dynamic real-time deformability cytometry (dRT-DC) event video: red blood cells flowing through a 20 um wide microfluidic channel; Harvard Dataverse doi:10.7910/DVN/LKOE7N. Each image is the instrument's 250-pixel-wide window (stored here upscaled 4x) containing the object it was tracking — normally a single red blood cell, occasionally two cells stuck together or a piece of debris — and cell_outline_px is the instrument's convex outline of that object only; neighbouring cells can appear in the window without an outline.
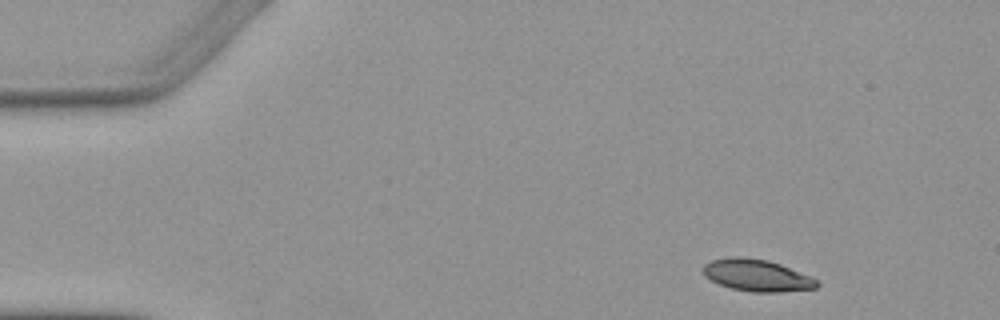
{"species": "Egyptian fruit bat (a non-hibernating species)", "species_latin": "Rousettus aegyptiacus", "temperature_condition": "warm", "stored_images_in_passage": 4, "camera_frame_rate_fps": 3000, "um_per_image_px": 0.085, "animal": {"sex": "female"}, "frame": {"image": 1, "passage_image": 1, "time_ms": 0.0, "image_size_px": [1000, 320], "cell_outline_px": [[820, 284], [816, 288], [776, 292], [752, 292], [732, 288], [720, 284], [704, 276], [704, 264], [712, 260], [728, 256], [740, 256], [768, 260], [780, 264], [812, 276]], "centroid_in_image_um": [64.34, 23.39], "position_along_channel_um": 20.7, "area_um2": 21.1}}
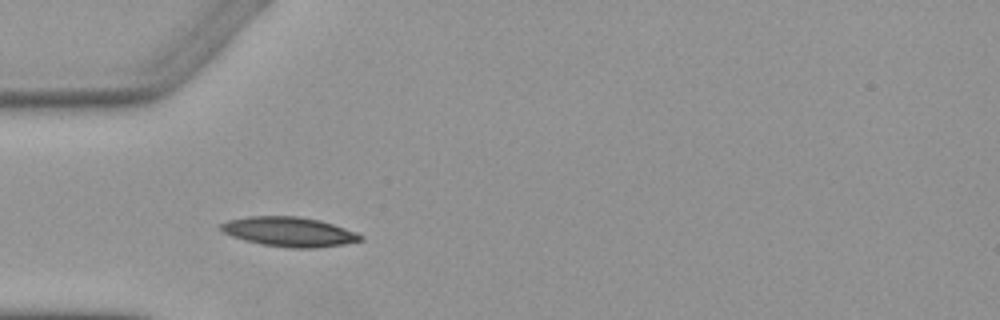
{"frame": {"image": 2, "passage_image": 3, "time_ms": 3.333, "image_size_px": [1000, 320], "cell_outline_px": [[364, 240], [344, 244], [312, 248], [292, 248], [264, 244], [244, 240], [232, 236], [224, 232], [220, 228], [220, 224], [228, 220], [248, 216], [296, 216], [320, 220], [356, 232], [364, 236]], "centroid_in_image_um": [24.59, 19.69], "position_along_channel_um": 60.4, "area_um2": 23.87}}